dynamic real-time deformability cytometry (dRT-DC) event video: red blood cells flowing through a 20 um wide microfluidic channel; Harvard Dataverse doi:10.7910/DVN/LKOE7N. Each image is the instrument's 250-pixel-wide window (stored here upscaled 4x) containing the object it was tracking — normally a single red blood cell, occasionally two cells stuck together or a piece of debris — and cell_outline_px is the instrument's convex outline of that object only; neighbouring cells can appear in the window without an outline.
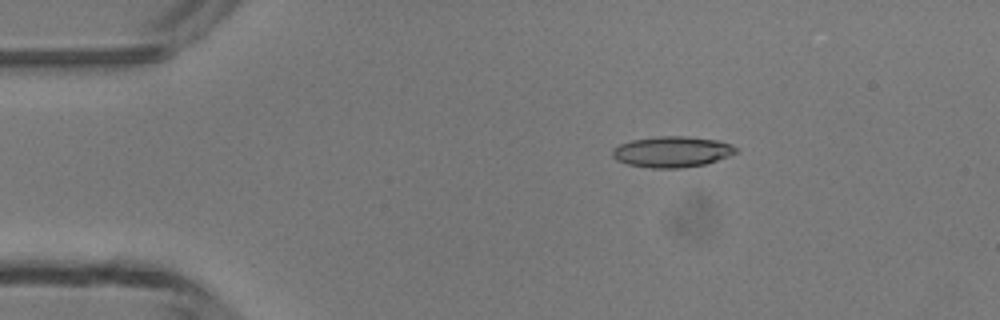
{"species": "common noctule bat (a hibernating species)", "species_latin": "Nyctalus noctula", "temperature_condition": "room temperature", "stored_images_in_passage": 4, "camera_frame_rate_fps": 3000, "um_per_image_px": 0.085, "animal": {"sex": "male", "body_mass_g": 13.3}, "frame": {"image": 1, "passage_image": 2, "time_ms": 1.333, "image_size_px": [1000, 320], "cell_outline_px": [[736, 152], [728, 156], [704, 164], [684, 168], [652, 168], [628, 164], [616, 160], [612, 156], [612, 148], [620, 144], [632, 140], [656, 136], [688, 136], [720, 140], [732, 144], [736, 148]], "centroid_in_image_um": [57.11, 12.89], "position_along_channel_um": 27.9, "area_um2": 22.31}}
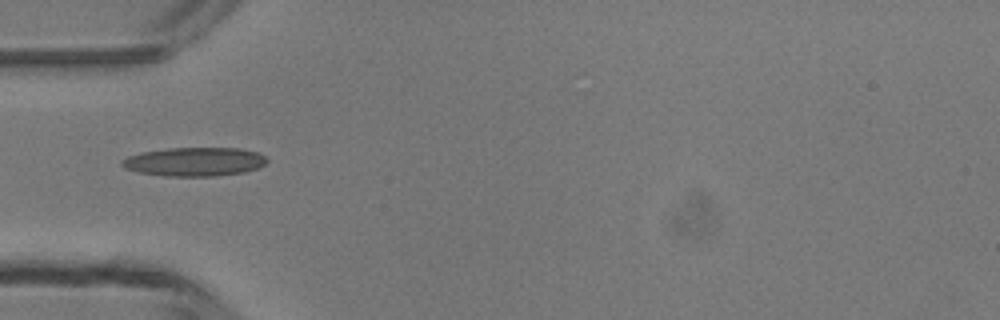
{"frame": {"image": 2, "passage_image": 4, "time_ms": 3.667, "image_size_px": [1000, 320], "cell_outline_px": [[268, 160], [264, 164], [256, 168], [244, 172], [216, 176], [164, 176], [140, 172], [124, 168], [120, 164], [120, 160], [128, 156], [140, 152], [168, 148], [240, 148], [256, 152], [264, 156]], "centroid_in_image_um": [16.49, 13.74], "position_along_channel_um": 68.5, "area_um2": 24.33}}